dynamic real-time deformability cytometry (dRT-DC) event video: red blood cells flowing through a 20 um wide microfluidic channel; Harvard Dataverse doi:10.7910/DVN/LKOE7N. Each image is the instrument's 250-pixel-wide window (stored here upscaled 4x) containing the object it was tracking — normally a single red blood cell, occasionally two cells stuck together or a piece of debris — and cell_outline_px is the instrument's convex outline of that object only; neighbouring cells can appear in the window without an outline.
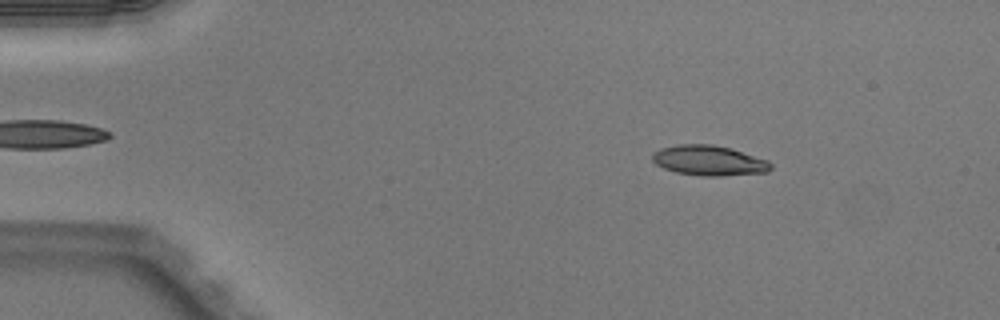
{"species": "Egyptian fruit bat (a non-hibernating species)", "species_latin": "Rousettus aegyptiacus", "temperature_condition": "warm", "stored_images_in_passage": 45, "camera_frame_rate_fps": 3000, "um_per_image_px": 0.085, "animal": {"sex": "male"}, "frame": {"image": 1, "passage_image": 3, "time_ms": 0.667, "image_size_px": [1000, 320], "cell_outline_px": [[772, 168], [768, 172], [720, 176], [700, 176], [676, 172], [664, 168], [656, 164], [652, 160], [652, 152], [660, 148], [676, 144], [712, 144], [728, 148], [768, 160], [772, 164]], "centroid_in_image_um": [60.23, 13.64], "position_along_channel_um": 24.8, "area_um2": 20.81}}
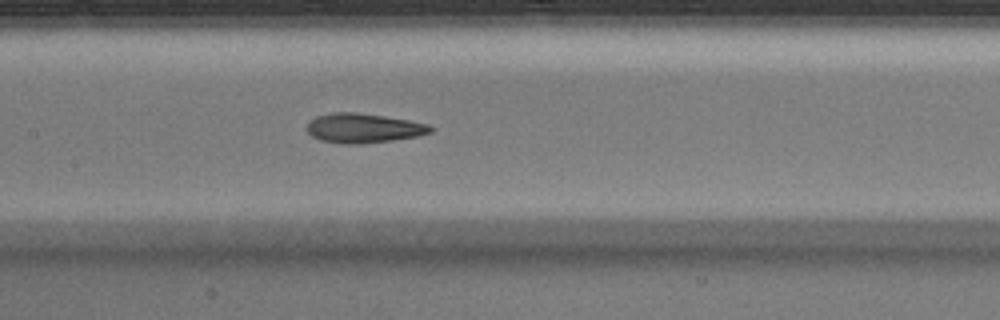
{"frame": {"image": 2, "passage_image": 20, "time_ms": 6.333, "image_size_px": [1000, 320], "cell_outline_px": [[436, 128], [432, 132], [416, 136], [392, 140], [360, 144], [344, 144], [320, 140], [312, 136], [304, 128], [308, 120], [316, 116], [332, 112], [356, 112], [384, 116], [408, 120], [428, 124]], "centroid_in_image_um": [30.85, 10.88], "position_along_channel_um": 176.6, "area_um2": 21.44}}
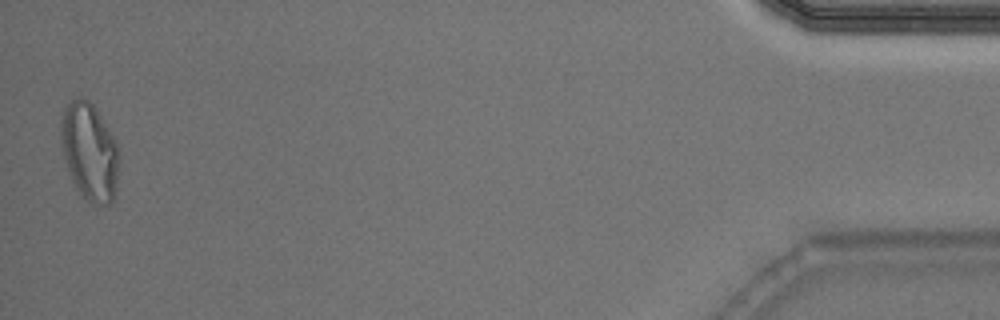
{"frame": {"image": 3, "passage_image": 45, "time_ms": 14.667, "image_size_px": [1000, 320], "cell_outline_px": [[120, 156], [116, 180], [112, 200], [108, 204], [104, 204], [84, 200], [80, 196], [72, 180], [64, 156], [60, 140], [60, 124], [64, 108], [72, 100], [80, 96], [88, 100], [92, 104], [116, 140]], "centroid_in_image_um": [7.59, 12.87], "position_along_channel_um": 427.6, "area_um2": 32.77}, "authors_computed_cell_mechanics": {"area_um2": 21.2126, "velocity_mm_per_s": 4.0528, "shape_relaxation_time_tau1_ms": 5.7942, "shape_relaxation_time_tau2_ms": 2.18, "deformation_change_tau1": 0.222, "deformation_change_tau2": 0.107}}